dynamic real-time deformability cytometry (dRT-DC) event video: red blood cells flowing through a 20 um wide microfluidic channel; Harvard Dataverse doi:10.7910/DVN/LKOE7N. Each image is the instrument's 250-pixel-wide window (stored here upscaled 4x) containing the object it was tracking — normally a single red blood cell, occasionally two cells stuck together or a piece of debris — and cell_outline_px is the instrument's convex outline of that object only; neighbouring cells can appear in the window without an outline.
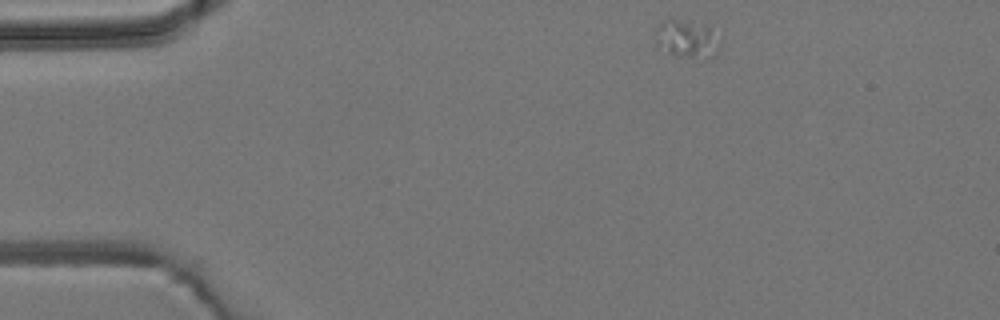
{"species": "common noctule bat (a hibernating species)", "species_latin": "Nyctalus noctula", "temperature_condition": "room temperature", "stored_images_in_passage": 3, "camera_frame_rate_fps": 3000, "um_per_image_px": 0.085, "animal": {"sex": "male", "body_mass_g": 19.2, "forearm_length_mm": 51.8}, "frame": {"image": 1, "passage_image": 1, "time_ms": 0.0, "image_size_px": [1000, 320], "cell_outline_px": [[720, 48], [716, 56], [676, 56], [652, 44], [656, 28], [660, 20], [676, 20], [708, 28], [720, 40]], "centroid_in_image_um": [58.29, 3.33], "position_along_channel_um": 26.7, "area_um2": 13.81}}